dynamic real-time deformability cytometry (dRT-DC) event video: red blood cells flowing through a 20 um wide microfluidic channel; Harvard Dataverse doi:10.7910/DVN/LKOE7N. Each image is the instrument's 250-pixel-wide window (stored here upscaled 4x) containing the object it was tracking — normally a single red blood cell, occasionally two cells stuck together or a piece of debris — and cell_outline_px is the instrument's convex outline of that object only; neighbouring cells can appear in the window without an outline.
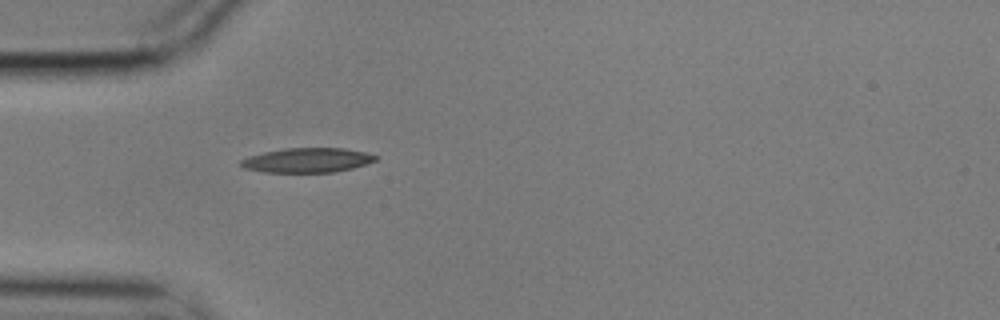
{"species": "common noctule bat (a hibernating species)", "species_latin": "Nyctalus noctula", "temperature_condition": "cold", "stored_images_in_passage": 41, "camera_frame_rate_fps": 3000, "um_per_image_px": 0.085, "animal": {"sex": "male", "body_mass_g": 17.9}, "frame": {"image": 1, "passage_image": 1, "time_ms": 0.0, "image_size_px": [1000, 320], "cell_outline_px": [[380, 156], [376, 160], [352, 168], [336, 172], [264, 172], [244, 168], [240, 164], [240, 160], [248, 156], [264, 152], [284, 148], [344, 148], [364, 152]], "centroid_in_image_um": [26.11, 13.61], "position_along_channel_um": 58.9, "area_um2": 19.25}}
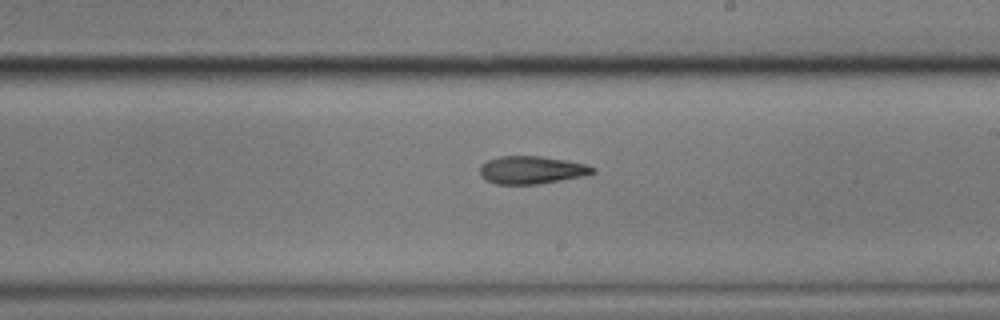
{"frame": {"image": 2, "passage_image": 17, "time_ms": 5.333, "image_size_px": [1000, 320], "cell_outline_px": [[596, 172], [580, 176], [560, 180], [536, 184], [496, 184], [480, 176], [480, 168], [488, 160], [500, 156], [540, 156], [568, 160], [588, 164], [596, 168]], "centroid_in_image_um": [45.22, 14.44], "position_along_channel_um": 243.8, "area_um2": 18.15}}
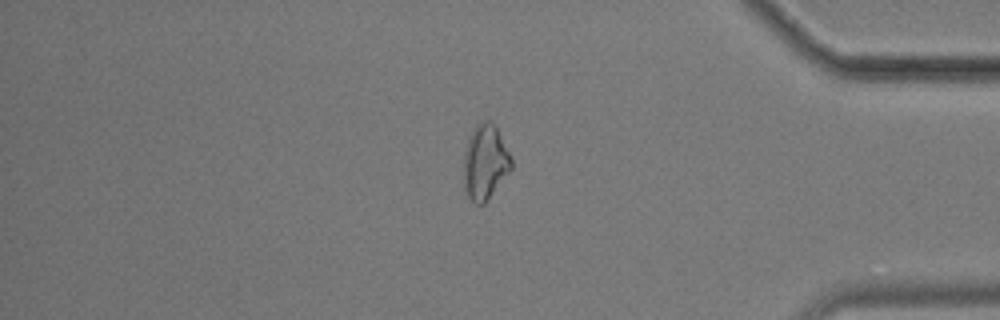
{"frame": {"image": 3, "passage_image": 32, "time_ms": 10.333, "image_size_px": [1000, 320], "cell_outline_px": [[512, 168], [484, 204], [476, 204], [468, 196], [464, 188], [464, 152], [468, 140], [476, 124], [480, 120], [492, 120], [512, 160]], "centroid_in_image_um": [41.22, 13.77], "position_along_channel_um": 394.0, "area_um2": 20.52}, "authors_computed_cell_mechanics": {"area_um2": 18.6694, "velocity_mm_per_s": 3.528, "shape_relaxation_time_tau1_ms": 8.8478, "shape_relaxation_time_tau2_ms": null, "deformation_change_tau1": 0.2101, "deformation_change_tau2": null}}